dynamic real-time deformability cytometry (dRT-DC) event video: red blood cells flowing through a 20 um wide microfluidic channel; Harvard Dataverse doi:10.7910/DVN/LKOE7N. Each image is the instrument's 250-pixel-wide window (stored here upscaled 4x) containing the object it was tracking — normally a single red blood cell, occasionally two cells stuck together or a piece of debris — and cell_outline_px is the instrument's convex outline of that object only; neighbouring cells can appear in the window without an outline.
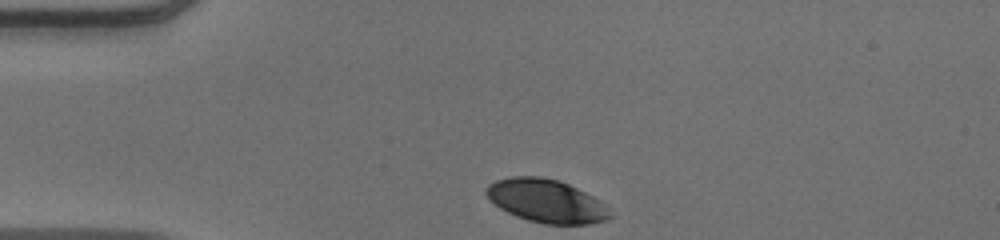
{"species": "human", "species_latin": "Homo sapiens", "temperature_condition": "warm", "stored_images_in_passage": 32, "camera_frame_rate_fps": 3000, "um_per_image_px": 0.085, "donor": {"sex": "male"}, "frame": {"image": 1, "passage_image": 1, "time_ms": 0.0, "image_size_px": [1000, 240], "cell_outline_px": [[612, 216], [608, 220], [588, 224], [544, 224], [528, 220], [516, 216], [500, 208], [484, 192], [484, 188], [488, 184], [496, 180], [512, 176], [540, 176], [560, 180], [608, 204], [612, 208]], "centroid_in_image_um": [46.49, 17.08], "position_along_channel_um": 38.5, "area_um2": 31.44}}
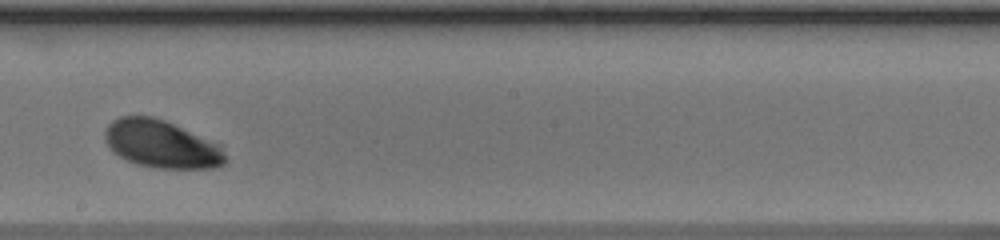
{"frame": {"image": 2, "passage_image": 19, "time_ms": 6.0, "image_size_px": [1000, 240], "cell_outline_px": [[228, 160], [224, 164], [216, 168], [156, 168], [136, 164], [112, 152], [108, 148], [104, 140], [104, 132], [108, 124], [112, 120], [120, 116], [152, 116], [164, 120], [220, 144]], "centroid_in_image_um": [13.71, 12.25], "position_along_channel_um": 234.5, "area_um2": 33.7}}
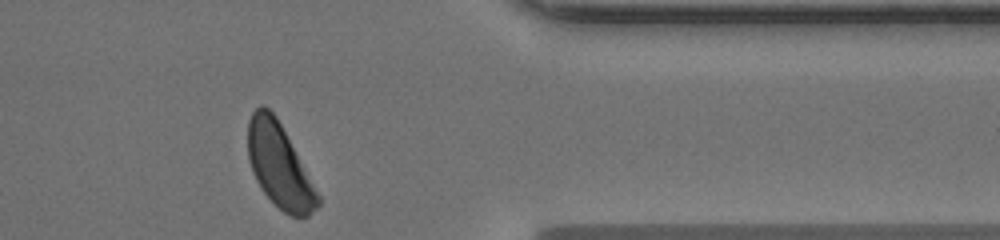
{"frame": {"image": 3, "passage_image": 32, "time_ms": 10.333, "image_size_px": [1000, 240], "cell_outline_px": [[320, 204], [308, 216], [292, 216], [284, 212], [264, 192], [256, 180], [252, 172], [248, 160], [248, 120], [252, 112], [260, 104], [264, 104], [276, 116], [320, 196]], "centroid_in_image_um": [23.72, 14.06], "position_along_channel_um": 387.7, "area_um2": 33.64}, "authors_computed_cell_mechanics": {"area_um2": 33.6396, "velocity_mm_per_s": 3.8919, "shape_relaxation_time_tau1_ms": 0.8729, "shape_relaxation_time_tau2_ms": null, "deformation_change_tau1": 0.0746, "deformation_change_tau2": null}}